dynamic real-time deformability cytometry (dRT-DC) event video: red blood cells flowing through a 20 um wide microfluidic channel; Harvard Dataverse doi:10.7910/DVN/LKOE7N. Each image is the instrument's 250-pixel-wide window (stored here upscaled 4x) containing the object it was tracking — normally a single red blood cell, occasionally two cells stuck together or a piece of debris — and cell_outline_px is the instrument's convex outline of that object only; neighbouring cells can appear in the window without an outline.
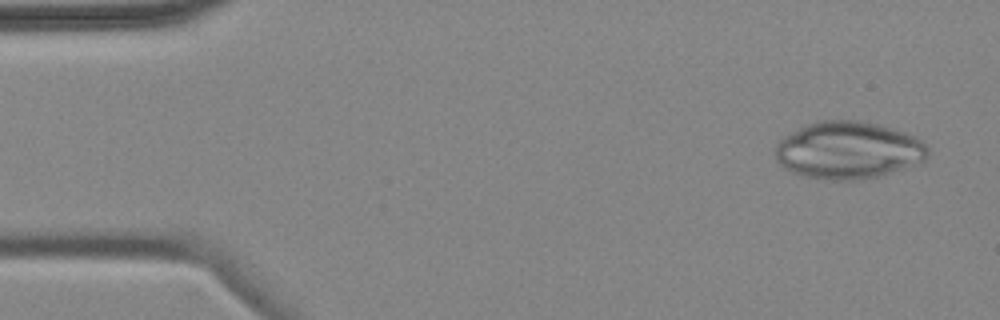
{"species": "common noctule bat (a hibernating species)", "species_latin": "Nyctalus noctula", "temperature_condition": "cold", "stored_images_in_passage": 3, "camera_frame_rate_fps": 3000, "um_per_image_px": 0.085, "animal": {"sex": "female", "body_mass_g": 18.4}, "frame": {"image": 1, "passage_image": 1, "time_ms": 0.0, "image_size_px": [1000, 320], "cell_outline_px": [[928, 156], [924, 160], [884, 176], [860, 180], [832, 180], [804, 176], [792, 172], [780, 164], [776, 160], [776, 144], [784, 136], [808, 124], [820, 120], [860, 120], [892, 128], [916, 136], [928, 148]], "centroid_in_image_um": [72.12, 12.78], "position_along_channel_um": 12.9, "area_um2": 50.98}}